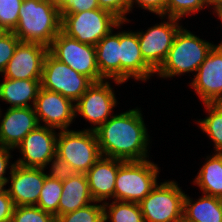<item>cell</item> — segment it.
I'll list each match as a JSON object with an SVG mask.
<instances>
[{"mask_svg":"<svg viewBox=\"0 0 222 222\" xmlns=\"http://www.w3.org/2000/svg\"><path fill=\"white\" fill-rule=\"evenodd\" d=\"M47 165H49V167L51 165V168L49 171L50 174L46 172V176L62 182L76 174L74 168L57 154L46 164V167Z\"/></svg>","mask_w":222,"mask_h":222,"instance_id":"cell-33","label":"cell"},{"mask_svg":"<svg viewBox=\"0 0 222 222\" xmlns=\"http://www.w3.org/2000/svg\"><path fill=\"white\" fill-rule=\"evenodd\" d=\"M95 202L84 173H76L62 182L58 216L83 208Z\"/></svg>","mask_w":222,"mask_h":222,"instance_id":"cell-21","label":"cell"},{"mask_svg":"<svg viewBox=\"0 0 222 222\" xmlns=\"http://www.w3.org/2000/svg\"><path fill=\"white\" fill-rule=\"evenodd\" d=\"M166 2L167 0H130V11L132 12L135 4L136 6L138 5L137 7H141L158 16H166Z\"/></svg>","mask_w":222,"mask_h":222,"instance_id":"cell-35","label":"cell"},{"mask_svg":"<svg viewBox=\"0 0 222 222\" xmlns=\"http://www.w3.org/2000/svg\"><path fill=\"white\" fill-rule=\"evenodd\" d=\"M61 12L50 0H23L16 28L12 31L22 42L49 47L61 31Z\"/></svg>","mask_w":222,"mask_h":222,"instance_id":"cell-2","label":"cell"},{"mask_svg":"<svg viewBox=\"0 0 222 222\" xmlns=\"http://www.w3.org/2000/svg\"><path fill=\"white\" fill-rule=\"evenodd\" d=\"M100 8L97 0H70L61 13H80Z\"/></svg>","mask_w":222,"mask_h":222,"instance_id":"cell-37","label":"cell"},{"mask_svg":"<svg viewBox=\"0 0 222 222\" xmlns=\"http://www.w3.org/2000/svg\"><path fill=\"white\" fill-rule=\"evenodd\" d=\"M5 31L0 27V35L2 34V33H4Z\"/></svg>","mask_w":222,"mask_h":222,"instance_id":"cell-43","label":"cell"},{"mask_svg":"<svg viewBox=\"0 0 222 222\" xmlns=\"http://www.w3.org/2000/svg\"><path fill=\"white\" fill-rule=\"evenodd\" d=\"M94 82L70 66L46 54L41 78V88L57 92L74 103Z\"/></svg>","mask_w":222,"mask_h":222,"instance_id":"cell-9","label":"cell"},{"mask_svg":"<svg viewBox=\"0 0 222 222\" xmlns=\"http://www.w3.org/2000/svg\"><path fill=\"white\" fill-rule=\"evenodd\" d=\"M5 189V186L0 182V192H2Z\"/></svg>","mask_w":222,"mask_h":222,"instance_id":"cell-42","label":"cell"},{"mask_svg":"<svg viewBox=\"0 0 222 222\" xmlns=\"http://www.w3.org/2000/svg\"><path fill=\"white\" fill-rule=\"evenodd\" d=\"M109 81L94 82L75 103V117L80 115L94 126L88 130L96 131L109 120L117 106L115 91Z\"/></svg>","mask_w":222,"mask_h":222,"instance_id":"cell-11","label":"cell"},{"mask_svg":"<svg viewBox=\"0 0 222 222\" xmlns=\"http://www.w3.org/2000/svg\"><path fill=\"white\" fill-rule=\"evenodd\" d=\"M120 61L122 83L129 79L146 82L155 75L142 57L136 31H120Z\"/></svg>","mask_w":222,"mask_h":222,"instance_id":"cell-18","label":"cell"},{"mask_svg":"<svg viewBox=\"0 0 222 222\" xmlns=\"http://www.w3.org/2000/svg\"><path fill=\"white\" fill-rule=\"evenodd\" d=\"M1 112L0 108V145L4 147L16 149L27 134L39 126L34 107H8L3 115Z\"/></svg>","mask_w":222,"mask_h":222,"instance_id":"cell-17","label":"cell"},{"mask_svg":"<svg viewBox=\"0 0 222 222\" xmlns=\"http://www.w3.org/2000/svg\"><path fill=\"white\" fill-rule=\"evenodd\" d=\"M61 193L62 181L46 176L36 206L56 218L58 216Z\"/></svg>","mask_w":222,"mask_h":222,"instance_id":"cell-27","label":"cell"},{"mask_svg":"<svg viewBox=\"0 0 222 222\" xmlns=\"http://www.w3.org/2000/svg\"><path fill=\"white\" fill-rule=\"evenodd\" d=\"M40 88L41 80L3 78L0 83V100L10 104V108L34 107Z\"/></svg>","mask_w":222,"mask_h":222,"instance_id":"cell-22","label":"cell"},{"mask_svg":"<svg viewBox=\"0 0 222 222\" xmlns=\"http://www.w3.org/2000/svg\"><path fill=\"white\" fill-rule=\"evenodd\" d=\"M39 125L66 130L75 117V103L63 95L40 88L35 104ZM43 123V124H41Z\"/></svg>","mask_w":222,"mask_h":222,"instance_id":"cell-13","label":"cell"},{"mask_svg":"<svg viewBox=\"0 0 222 222\" xmlns=\"http://www.w3.org/2000/svg\"><path fill=\"white\" fill-rule=\"evenodd\" d=\"M213 42H208L182 27L171 46L166 59L155 72L159 78H172L185 73H196L205 61Z\"/></svg>","mask_w":222,"mask_h":222,"instance_id":"cell-3","label":"cell"},{"mask_svg":"<svg viewBox=\"0 0 222 222\" xmlns=\"http://www.w3.org/2000/svg\"><path fill=\"white\" fill-rule=\"evenodd\" d=\"M208 7H212V12H216L222 9V0H207Z\"/></svg>","mask_w":222,"mask_h":222,"instance_id":"cell-39","label":"cell"},{"mask_svg":"<svg viewBox=\"0 0 222 222\" xmlns=\"http://www.w3.org/2000/svg\"><path fill=\"white\" fill-rule=\"evenodd\" d=\"M11 222H55V217L36 205L15 206Z\"/></svg>","mask_w":222,"mask_h":222,"instance_id":"cell-30","label":"cell"},{"mask_svg":"<svg viewBox=\"0 0 222 222\" xmlns=\"http://www.w3.org/2000/svg\"><path fill=\"white\" fill-rule=\"evenodd\" d=\"M53 5L61 12L70 2V0H50Z\"/></svg>","mask_w":222,"mask_h":222,"instance_id":"cell-40","label":"cell"},{"mask_svg":"<svg viewBox=\"0 0 222 222\" xmlns=\"http://www.w3.org/2000/svg\"><path fill=\"white\" fill-rule=\"evenodd\" d=\"M103 209L104 222H145L139 203L112 200Z\"/></svg>","mask_w":222,"mask_h":222,"instance_id":"cell-26","label":"cell"},{"mask_svg":"<svg viewBox=\"0 0 222 222\" xmlns=\"http://www.w3.org/2000/svg\"><path fill=\"white\" fill-rule=\"evenodd\" d=\"M214 13H216V15L218 16V18L220 19V21H221V23H222V9H221V10H218V11H216V12H214ZM215 46H218V47H221V48H222V41H220V44L215 45Z\"/></svg>","mask_w":222,"mask_h":222,"instance_id":"cell-41","label":"cell"},{"mask_svg":"<svg viewBox=\"0 0 222 222\" xmlns=\"http://www.w3.org/2000/svg\"><path fill=\"white\" fill-rule=\"evenodd\" d=\"M15 205L5 188L0 192V222H11Z\"/></svg>","mask_w":222,"mask_h":222,"instance_id":"cell-36","label":"cell"},{"mask_svg":"<svg viewBox=\"0 0 222 222\" xmlns=\"http://www.w3.org/2000/svg\"><path fill=\"white\" fill-rule=\"evenodd\" d=\"M207 7V0H167L166 16L182 20V17L197 14Z\"/></svg>","mask_w":222,"mask_h":222,"instance_id":"cell-29","label":"cell"},{"mask_svg":"<svg viewBox=\"0 0 222 222\" xmlns=\"http://www.w3.org/2000/svg\"><path fill=\"white\" fill-rule=\"evenodd\" d=\"M57 129L39 125L30 131L17 146L22 158L14 163L23 167L46 168V164L54 158L57 149Z\"/></svg>","mask_w":222,"mask_h":222,"instance_id":"cell-12","label":"cell"},{"mask_svg":"<svg viewBox=\"0 0 222 222\" xmlns=\"http://www.w3.org/2000/svg\"><path fill=\"white\" fill-rule=\"evenodd\" d=\"M159 167L153 161H123L115 179L114 200L140 203L156 186Z\"/></svg>","mask_w":222,"mask_h":222,"instance_id":"cell-5","label":"cell"},{"mask_svg":"<svg viewBox=\"0 0 222 222\" xmlns=\"http://www.w3.org/2000/svg\"><path fill=\"white\" fill-rule=\"evenodd\" d=\"M22 3L23 0H0V27L4 31L16 28Z\"/></svg>","mask_w":222,"mask_h":222,"instance_id":"cell-31","label":"cell"},{"mask_svg":"<svg viewBox=\"0 0 222 222\" xmlns=\"http://www.w3.org/2000/svg\"><path fill=\"white\" fill-rule=\"evenodd\" d=\"M20 39L12 32L5 31L0 35V74L2 75L9 60L12 58Z\"/></svg>","mask_w":222,"mask_h":222,"instance_id":"cell-32","label":"cell"},{"mask_svg":"<svg viewBox=\"0 0 222 222\" xmlns=\"http://www.w3.org/2000/svg\"><path fill=\"white\" fill-rule=\"evenodd\" d=\"M61 18V31L64 34L93 46L114 28L118 30L122 24L127 23L101 8L80 13H61Z\"/></svg>","mask_w":222,"mask_h":222,"instance_id":"cell-4","label":"cell"},{"mask_svg":"<svg viewBox=\"0 0 222 222\" xmlns=\"http://www.w3.org/2000/svg\"><path fill=\"white\" fill-rule=\"evenodd\" d=\"M196 200L185 194L182 222H222V198L203 194Z\"/></svg>","mask_w":222,"mask_h":222,"instance_id":"cell-23","label":"cell"},{"mask_svg":"<svg viewBox=\"0 0 222 222\" xmlns=\"http://www.w3.org/2000/svg\"><path fill=\"white\" fill-rule=\"evenodd\" d=\"M48 52L93 82L105 80L98 70L96 49L93 45L81 43L60 31L48 47Z\"/></svg>","mask_w":222,"mask_h":222,"instance_id":"cell-8","label":"cell"},{"mask_svg":"<svg viewBox=\"0 0 222 222\" xmlns=\"http://www.w3.org/2000/svg\"><path fill=\"white\" fill-rule=\"evenodd\" d=\"M121 159L102 156L87 172L86 177L90 193L94 201L101 203L113 198L115 192V179Z\"/></svg>","mask_w":222,"mask_h":222,"instance_id":"cell-19","label":"cell"},{"mask_svg":"<svg viewBox=\"0 0 222 222\" xmlns=\"http://www.w3.org/2000/svg\"><path fill=\"white\" fill-rule=\"evenodd\" d=\"M189 84L203 103L222 102V48L213 46Z\"/></svg>","mask_w":222,"mask_h":222,"instance_id":"cell-14","label":"cell"},{"mask_svg":"<svg viewBox=\"0 0 222 222\" xmlns=\"http://www.w3.org/2000/svg\"><path fill=\"white\" fill-rule=\"evenodd\" d=\"M177 181H164L139 203L145 222H182L185 193Z\"/></svg>","mask_w":222,"mask_h":222,"instance_id":"cell-7","label":"cell"},{"mask_svg":"<svg viewBox=\"0 0 222 222\" xmlns=\"http://www.w3.org/2000/svg\"><path fill=\"white\" fill-rule=\"evenodd\" d=\"M97 203L101 202L95 201L83 208L57 216L55 222H104L103 203Z\"/></svg>","mask_w":222,"mask_h":222,"instance_id":"cell-28","label":"cell"},{"mask_svg":"<svg viewBox=\"0 0 222 222\" xmlns=\"http://www.w3.org/2000/svg\"><path fill=\"white\" fill-rule=\"evenodd\" d=\"M56 154L84 174L102 157L95 131L88 128L59 130Z\"/></svg>","mask_w":222,"mask_h":222,"instance_id":"cell-6","label":"cell"},{"mask_svg":"<svg viewBox=\"0 0 222 222\" xmlns=\"http://www.w3.org/2000/svg\"><path fill=\"white\" fill-rule=\"evenodd\" d=\"M205 160L193 184H196L203 194L222 198V153L215 152Z\"/></svg>","mask_w":222,"mask_h":222,"instance_id":"cell-24","label":"cell"},{"mask_svg":"<svg viewBox=\"0 0 222 222\" xmlns=\"http://www.w3.org/2000/svg\"><path fill=\"white\" fill-rule=\"evenodd\" d=\"M44 168L23 167L15 164L10 170L7 183L9 196L15 206L37 205L44 184Z\"/></svg>","mask_w":222,"mask_h":222,"instance_id":"cell-16","label":"cell"},{"mask_svg":"<svg viewBox=\"0 0 222 222\" xmlns=\"http://www.w3.org/2000/svg\"><path fill=\"white\" fill-rule=\"evenodd\" d=\"M140 108L112 115L96 131L101 155L123 161L149 159L150 138Z\"/></svg>","mask_w":222,"mask_h":222,"instance_id":"cell-1","label":"cell"},{"mask_svg":"<svg viewBox=\"0 0 222 222\" xmlns=\"http://www.w3.org/2000/svg\"><path fill=\"white\" fill-rule=\"evenodd\" d=\"M48 47L39 43L20 42L2 75L15 80H41Z\"/></svg>","mask_w":222,"mask_h":222,"instance_id":"cell-15","label":"cell"},{"mask_svg":"<svg viewBox=\"0 0 222 222\" xmlns=\"http://www.w3.org/2000/svg\"><path fill=\"white\" fill-rule=\"evenodd\" d=\"M101 9L107 10L113 13L121 21H127V14L130 13V0H97Z\"/></svg>","mask_w":222,"mask_h":222,"instance_id":"cell-34","label":"cell"},{"mask_svg":"<svg viewBox=\"0 0 222 222\" xmlns=\"http://www.w3.org/2000/svg\"><path fill=\"white\" fill-rule=\"evenodd\" d=\"M11 150L13 149L4 147L0 145V182L6 186L8 177L6 175V169L10 168V170L13 168L15 163H10V159L13 158L11 155ZM10 164V167H8Z\"/></svg>","mask_w":222,"mask_h":222,"instance_id":"cell-38","label":"cell"},{"mask_svg":"<svg viewBox=\"0 0 222 222\" xmlns=\"http://www.w3.org/2000/svg\"><path fill=\"white\" fill-rule=\"evenodd\" d=\"M114 32L113 29L96 44V63L100 75L105 80H113L118 86L123 84L121 82L120 31Z\"/></svg>","mask_w":222,"mask_h":222,"instance_id":"cell-20","label":"cell"},{"mask_svg":"<svg viewBox=\"0 0 222 222\" xmlns=\"http://www.w3.org/2000/svg\"><path fill=\"white\" fill-rule=\"evenodd\" d=\"M159 17L168 20L150 26L145 32L137 31L142 57L155 72L163 64L178 31L182 28L179 19L165 15Z\"/></svg>","mask_w":222,"mask_h":222,"instance_id":"cell-10","label":"cell"},{"mask_svg":"<svg viewBox=\"0 0 222 222\" xmlns=\"http://www.w3.org/2000/svg\"><path fill=\"white\" fill-rule=\"evenodd\" d=\"M206 112L209 113L206 118L198 119L197 124L203 133L213 141L214 152L222 153V102L203 103Z\"/></svg>","mask_w":222,"mask_h":222,"instance_id":"cell-25","label":"cell"}]
</instances>
